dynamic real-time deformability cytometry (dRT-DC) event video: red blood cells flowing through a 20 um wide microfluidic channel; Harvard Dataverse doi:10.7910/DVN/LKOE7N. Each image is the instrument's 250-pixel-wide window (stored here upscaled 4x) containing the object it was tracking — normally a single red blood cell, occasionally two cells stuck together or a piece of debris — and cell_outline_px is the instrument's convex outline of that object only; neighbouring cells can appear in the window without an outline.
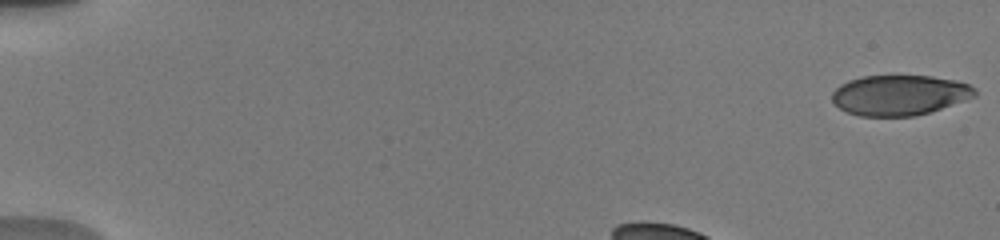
{"species": "human", "species_latin": "Homo sapiens", "temperature_condition": "warm", "stored_images_in_passage": 38, "camera_frame_rate_fps": 3000, "um_per_image_px": 0.085, "donor": {"sex": "male"}, "frame": {"image": 1, "passage_image": 1, "time_ms": 0.0, "image_size_px": [1000, 240], "cell_outline_px": [[976, 96], [916, 116], [860, 116], [848, 112], [840, 108], [832, 100], [832, 92], [840, 84], [848, 80], [864, 76], [932, 76], [956, 80], [968, 84], [976, 88]], "centroid_in_image_um": [76.45, 8.08], "position_along_channel_um": 8.6, "area_um2": 33.35}}
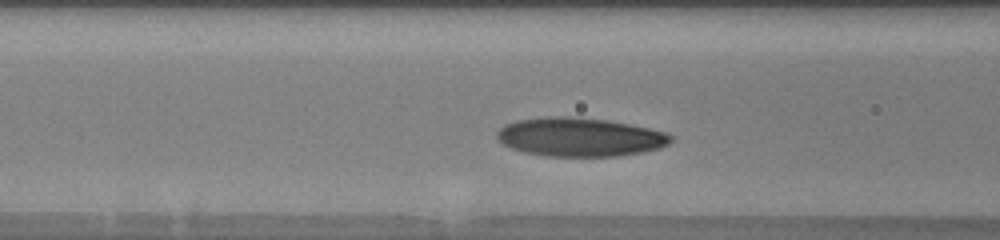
{"frame": {"image": 2, "passage_image": 15, "time_ms": 5.0, "image_size_px": [1000, 240], "cell_outline_px": [[672, 140], [668, 144], [660, 148], [644, 152], [620, 156], [548, 156], [524, 152], [512, 148], [504, 144], [496, 136], [496, 132], [504, 124], [516, 120], [548, 116], [568, 116], [608, 120], [668, 132], [672, 136]], "centroid_in_image_um": [49.3, 11.64], "position_along_channel_um": 117.3, "area_um2": 39.36}}
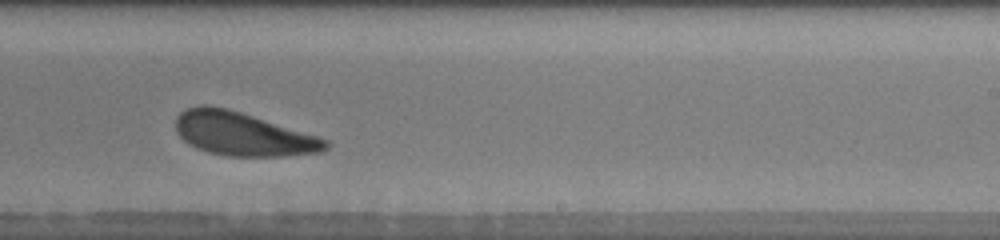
{"frame": {"image": 3, "passage_image": 26, "time_ms": 9.0, "image_size_px": [1000, 240], "cell_outline_px": [[332, 144], [328, 148], [320, 152], [284, 156], [228, 156], [208, 152], [196, 148], [188, 144], [176, 132], [176, 116], [184, 108], [200, 104], [208, 104], [228, 108], [316, 136], [328, 140]], "centroid_in_image_um": [20.59, 11.38], "position_along_channel_um": 268.4, "area_um2": 38.03}, "authors_computed_cell_mechanics": {"area_um2": 38.0324, "velocity_mm_per_s": 3.7834, "shape_relaxation_time_tau1_ms": 2.1036, "shape_relaxation_time_tau2_ms": 5.7074, "deformation_change_tau1": 0.123, "deformation_change_tau2": 0.1662}}